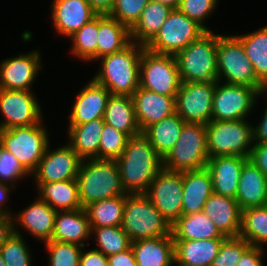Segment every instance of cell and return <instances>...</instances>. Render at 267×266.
Returning <instances> with one entry per match:
<instances>
[{"label": "cell", "instance_id": "cell-35", "mask_svg": "<svg viewBox=\"0 0 267 266\" xmlns=\"http://www.w3.org/2000/svg\"><path fill=\"white\" fill-rule=\"evenodd\" d=\"M185 123L175 113L148 126L143 132L148 136L149 143L154 147L158 155L164 159L175 146Z\"/></svg>", "mask_w": 267, "mask_h": 266}, {"label": "cell", "instance_id": "cell-30", "mask_svg": "<svg viewBox=\"0 0 267 266\" xmlns=\"http://www.w3.org/2000/svg\"><path fill=\"white\" fill-rule=\"evenodd\" d=\"M36 183L40 191L39 197L57 212L60 210L71 211L82 208L76 179Z\"/></svg>", "mask_w": 267, "mask_h": 266}, {"label": "cell", "instance_id": "cell-31", "mask_svg": "<svg viewBox=\"0 0 267 266\" xmlns=\"http://www.w3.org/2000/svg\"><path fill=\"white\" fill-rule=\"evenodd\" d=\"M174 240L225 239L203 212L182 215L171 225Z\"/></svg>", "mask_w": 267, "mask_h": 266}, {"label": "cell", "instance_id": "cell-18", "mask_svg": "<svg viewBox=\"0 0 267 266\" xmlns=\"http://www.w3.org/2000/svg\"><path fill=\"white\" fill-rule=\"evenodd\" d=\"M131 97L141 131L176 113V96L161 95L139 87Z\"/></svg>", "mask_w": 267, "mask_h": 266}, {"label": "cell", "instance_id": "cell-11", "mask_svg": "<svg viewBox=\"0 0 267 266\" xmlns=\"http://www.w3.org/2000/svg\"><path fill=\"white\" fill-rule=\"evenodd\" d=\"M181 85L178 66L173 55L142 51L140 60V87L166 95L176 96Z\"/></svg>", "mask_w": 267, "mask_h": 266}, {"label": "cell", "instance_id": "cell-27", "mask_svg": "<svg viewBox=\"0 0 267 266\" xmlns=\"http://www.w3.org/2000/svg\"><path fill=\"white\" fill-rule=\"evenodd\" d=\"M90 235V222L84 208L57 212L51 240L85 247L82 241Z\"/></svg>", "mask_w": 267, "mask_h": 266}, {"label": "cell", "instance_id": "cell-36", "mask_svg": "<svg viewBox=\"0 0 267 266\" xmlns=\"http://www.w3.org/2000/svg\"><path fill=\"white\" fill-rule=\"evenodd\" d=\"M236 37L242 43L252 63L257 79L267 86V26L255 32Z\"/></svg>", "mask_w": 267, "mask_h": 266}, {"label": "cell", "instance_id": "cell-29", "mask_svg": "<svg viewBox=\"0 0 267 266\" xmlns=\"http://www.w3.org/2000/svg\"><path fill=\"white\" fill-rule=\"evenodd\" d=\"M97 39L98 60L122 50L132 42L130 29L108 14H98Z\"/></svg>", "mask_w": 267, "mask_h": 266}, {"label": "cell", "instance_id": "cell-25", "mask_svg": "<svg viewBox=\"0 0 267 266\" xmlns=\"http://www.w3.org/2000/svg\"><path fill=\"white\" fill-rule=\"evenodd\" d=\"M56 214L57 211L39 197L13 219H16V222H19L31 235L42 242H47L53 236Z\"/></svg>", "mask_w": 267, "mask_h": 266}, {"label": "cell", "instance_id": "cell-2", "mask_svg": "<svg viewBox=\"0 0 267 266\" xmlns=\"http://www.w3.org/2000/svg\"><path fill=\"white\" fill-rule=\"evenodd\" d=\"M145 46L131 42L111 55L101 57L102 68L94 80L113 95L132 96L140 87V60Z\"/></svg>", "mask_w": 267, "mask_h": 266}, {"label": "cell", "instance_id": "cell-32", "mask_svg": "<svg viewBox=\"0 0 267 266\" xmlns=\"http://www.w3.org/2000/svg\"><path fill=\"white\" fill-rule=\"evenodd\" d=\"M103 118L84 124L69 125V145L81 159H99L100 135L103 129Z\"/></svg>", "mask_w": 267, "mask_h": 266}, {"label": "cell", "instance_id": "cell-10", "mask_svg": "<svg viewBox=\"0 0 267 266\" xmlns=\"http://www.w3.org/2000/svg\"><path fill=\"white\" fill-rule=\"evenodd\" d=\"M206 30L178 9H173L155 37L145 46L151 52L175 56Z\"/></svg>", "mask_w": 267, "mask_h": 266}, {"label": "cell", "instance_id": "cell-19", "mask_svg": "<svg viewBox=\"0 0 267 266\" xmlns=\"http://www.w3.org/2000/svg\"><path fill=\"white\" fill-rule=\"evenodd\" d=\"M110 91L93 78L78 93L70 114L69 125L84 124L103 118Z\"/></svg>", "mask_w": 267, "mask_h": 266}, {"label": "cell", "instance_id": "cell-9", "mask_svg": "<svg viewBox=\"0 0 267 266\" xmlns=\"http://www.w3.org/2000/svg\"><path fill=\"white\" fill-rule=\"evenodd\" d=\"M218 80L251 88H266L254 72L245 49L236 36L218 35L217 45Z\"/></svg>", "mask_w": 267, "mask_h": 266}, {"label": "cell", "instance_id": "cell-40", "mask_svg": "<svg viewBox=\"0 0 267 266\" xmlns=\"http://www.w3.org/2000/svg\"><path fill=\"white\" fill-rule=\"evenodd\" d=\"M96 233L97 246L104 255L109 256L123 252L131 247L129 236L121 226L91 227V234Z\"/></svg>", "mask_w": 267, "mask_h": 266}, {"label": "cell", "instance_id": "cell-48", "mask_svg": "<svg viewBox=\"0 0 267 266\" xmlns=\"http://www.w3.org/2000/svg\"><path fill=\"white\" fill-rule=\"evenodd\" d=\"M249 160L262 171L267 178V143H254Z\"/></svg>", "mask_w": 267, "mask_h": 266}, {"label": "cell", "instance_id": "cell-17", "mask_svg": "<svg viewBox=\"0 0 267 266\" xmlns=\"http://www.w3.org/2000/svg\"><path fill=\"white\" fill-rule=\"evenodd\" d=\"M40 57L38 51H32L3 60L0 65V89L30 90L42 68Z\"/></svg>", "mask_w": 267, "mask_h": 266}, {"label": "cell", "instance_id": "cell-7", "mask_svg": "<svg viewBox=\"0 0 267 266\" xmlns=\"http://www.w3.org/2000/svg\"><path fill=\"white\" fill-rule=\"evenodd\" d=\"M209 160L206 125L185 123L175 146L163 159V168L184 172L205 168Z\"/></svg>", "mask_w": 267, "mask_h": 266}, {"label": "cell", "instance_id": "cell-21", "mask_svg": "<svg viewBox=\"0 0 267 266\" xmlns=\"http://www.w3.org/2000/svg\"><path fill=\"white\" fill-rule=\"evenodd\" d=\"M224 237L239 236L242 210L236 199L213 193L206 201L203 211Z\"/></svg>", "mask_w": 267, "mask_h": 266}, {"label": "cell", "instance_id": "cell-22", "mask_svg": "<svg viewBox=\"0 0 267 266\" xmlns=\"http://www.w3.org/2000/svg\"><path fill=\"white\" fill-rule=\"evenodd\" d=\"M248 158L243 156H214L206 165L212 178L213 193L234 198L240 174Z\"/></svg>", "mask_w": 267, "mask_h": 266}, {"label": "cell", "instance_id": "cell-12", "mask_svg": "<svg viewBox=\"0 0 267 266\" xmlns=\"http://www.w3.org/2000/svg\"><path fill=\"white\" fill-rule=\"evenodd\" d=\"M265 89L229 83L220 85V81H216L212 102V120L246 119L253 109L255 98L263 95Z\"/></svg>", "mask_w": 267, "mask_h": 266}, {"label": "cell", "instance_id": "cell-52", "mask_svg": "<svg viewBox=\"0 0 267 266\" xmlns=\"http://www.w3.org/2000/svg\"><path fill=\"white\" fill-rule=\"evenodd\" d=\"M12 216L13 215L0 213V247L14 233V225H16V223Z\"/></svg>", "mask_w": 267, "mask_h": 266}, {"label": "cell", "instance_id": "cell-49", "mask_svg": "<svg viewBox=\"0 0 267 266\" xmlns=\"http://www.w3.org/2000/svg\"><path fill=\"white\" fill-rule=\"evenodd\" d=\"M263 248L250 246L242 255L236 266H264L261 260Z\"/></svg>", "mask_w": 267, "mask_h": 266}, {"label": "cell", "instance_id": "cell-46", "mask_svg": "<svg viewBox=\"0 0 267 266\" xmlns=\"http://www.w3.org/2000/svg\"><path fill=\"white\" fill-rule=\"evenodd\" d=\"M27 174L30 175L18 159L0 145V182L10 184Z\"/></svg>", "mask_w": 267, "mask_h": 266}, {"label": "cell", "instance_id": "cell-8", "mask_svg": "<svg viewBox=\"0 0 267 266\" xmlns=\"http://www.w3.org/2000/svg\"><path fill=\"white\" fill-rule=\"evenodd\" d=\"M41 123L0 130V145L11 152L31 175L49 145L47 130Z\"/></svg>", "mask_w": 267, "mask_h": 266}, {"label": "cell", "instance_id": "cell-57", "mask_svg": "<svg viewBox=\"0 0 267 266\" xmlns=\"http://www.w3.org/2000/svg\"><path fill=\"white\" fill-rule=\"evenodd\" d=\"M0 266H6V264L2 258L1 252H0Z\"/></svg>", "mask_w": 267, "mask_h": 266}, {"label": "cell", "instance_id": "cell-28", "mask_svg": "<svg viewBox=\"0 0 267 266\" xmlns=\"http://www.w3.org/2000/svg\"><path fill=\"white\" fill-rule=\"evenodd\" d=\"M224 239L174 240L175 264L210 266Z\"/></svg>", "mask_w": 267, "mask_h": 266}, {"label": "cell", "instance_id": "cell-37", "mask_svg": "<svg viewBox=\"0 0 267 266\" xmlns=\"http://www.w3.org/2000/svg\"><path fill=\"white\" fill-rule=\"evenodd\" d=\"M125 195L103 199L89 204L84 209L88 215L90 227L121 226Z\"/></svg>", "mask_w": 267, "mask_h": 266}, {"label": "cell", "instance_id": "cell-41", "mask_svg": "<svg viewBox=\"0 0 267 266\" xmlns=\"http://www.w3.org/2000/svg\"><path fill=\"white\" fill-rule=\"evenodd\" d=\"M129 136L104 123L100 135L99 159L116 160L124 151Z\"/></svg>", "mask_w": 267, "mask_h": 266}, {"label": "cell", "instance_id": "cell-15", "mask_svg": "<svg viewBox=\"0 0 267 266\" xmlns=\"http://www.w3.org/2000/svg\"><path fill=\"white\" fill-rule=\"evenodd\" d=\"M31 90L0 89L1 129L30 126L42 120L41 107Z\"/></svg>", "mask_w": 267, "mask_h": 266}, {"label": "cell", "instance_id": "cell-39", "mask_svg": "<svg viewBox=\"0 0 267 266\" xmlns=\"http://www.w3.org/2000/svg\"><path fill=\"white\" fill-rule=\"evenodd\" d=\"M72 53L82 60H97L98 15L69 37Z\"/></svg>", "mask_w": 267, "mask_h": 266}, {"label": "cell", "instance_id": "cell-53", "mask_svg": "<svg viewBox=\"0 0 267 266\" xmlns=\"http://www.w3.org/2000/svg\"><path fill=\"white\" fill-rule=\"evenodd\" d=\"M253 141H256L255 143H267V106L261 123L253 127Z\"/></svg>", "mask_w": 267, "mask_h": 266}, {"label": "cell", "instance_id": "cell-26", "mask_svg": "<svg viewBox=\"0 0 267 266\" xmlns=\"http://www.w3.org/2000/svg\"><path fill=\"white\" fill-rule=\"evenodd\" d=\"M131 248L138 266H171L175 263L172 233L131 242Z\"/></svg>", "mask_w": 267, "mask_h": 266}, {"label": "cell", "instance_id": "cell-24", "mask_svg": "<svg viewBox=\"0 0 267 266\" xmlns=\"http://www.w3.org/2000/svg\"><path fill=\"white\" fill-rule=\"evenodd\" d=\"M235 199L241 210L267 205V178L249 159L243 165Z\"/></svg>", "mask_w": 267, "mask_h": 266}, {"label": "cell", "instance_id": "cell-1", "mask_svg": "<svg viewBox=\"0 0 267 266\" xmlns=\"http://www.w3.org/2000/svg\"><path fill=\"white\" fill-rule=\"evenodd\" d=\"M115 162L126 194H145L163 168V159L143 131L129 137L123 153Z\"/></svg>", "mask_w": 267, "mask_h": 266}, {"label": "cell", "instance_id": "cell-44", "mask_svg": "<svg viewBox=\"0 0 267 266\" xmlns=\"http://www.w3.org/2000/svg\"><path fill=\"white\" fill-rule=\"evenodd\" d=\"M251 245L242 237H226L210 266H236Z\"/></svg>", "mask_w": 267, "mask_h": 266}, {"label": "cell", "instance_id": "cell-33", "mask_svg": "<svg viewBox=\"0 0 267 266\" xmlns=\"http://www.w3.org/2000/svg\"><path fill=\"white\" fill-rule=\"evenodd\" d=\"M103 120L107 125L126 133L129 137L141 131L135 117L131 96L111 94L107 101Z\"/></svg>", "mask_w": 267, "mask_h": 266}, {"label": "cell", "instance_id": "cell-50", "mask_svg": "<svg viewBox=\"0 0 267 266\" xmlns=\"http://www.w3.org/2000/svg\"><path fill=\"white\" fill-rule=\"evenodd\" d=\"M79 266H108V256L96 249L82 252Z\"/></svg>", "mask_w": 267, "mask_h": 266}, {"label": "cell", "instance_id": "cell-16", "mask_svg": "<svg viewBox=\"0 0 267 266\" xmlns=\"http://www.w3.org/2000/svg\"><path fill=\"white\" fill-rule=\"evenodd\" d=\"M47 146L45 154L33 172L36 182H58L76 179L82 159L69 144L50 150Z\"/></svg>", "mask_w": 267, "mask_h": 266}, {"label": "cell", "instance_id": "cell-4", "mask_svg": "<svg viewBox=\"0 0 267 266\" xmlns=\"http://www.w3.org/2000/svg\"><path fill=\"white\" fill-rule=\"evenodd\" d=\"M218 34L210 29L175 55L181 82H216Z\"/></svg>", "mask_w": 267, "mask_h": 266}, {"label": "cell", "instance_id": "cell-42", "mask_svg": "<svg viewBox=\"0 0 267 266\" xmlns=\"http://www.w3.org/2000/svg\"><path fill=\"white\" fill-rule=\"evenodd\" d=\"M0 252L6 266H31L30 252L16 227L14 233L0 247Z\"/></svg>", "mask_w": 267, "mask_h": 266}, {"label": "cell", "instance_id": "cell-6", "mask_svg": "<svg viewBox=\"0 0 267 266\" xmlns=\"http://www.w3.org/2000/svg\"><path fill=\"white\" fill-rule=\"evenodd\" d=\"M209 158L243 156L249 158L253 145V126L247 119L218 121L206 124Z\"/></svg>", "mask_w": 267, "mask_h": 266}, {"label": "cell", "instance_id": "cell-13", "mask_svg": "<svg viewBox=\"0 0 267 266\" xmlns=\"http://www.w3.org/2000/svg\"><path fill=\"white\" fill-rule=\"evenodd\" d=\"M145 195L172 225L182 214L183 172L162 168Z\"/></svg>", "mask_w": 267, "mask_h": 266}, {"label": "cell", "instance_id": "cell-47", "mask_svg": "<svg viewBox=\"0 0 267 266\" xmlns=\"http://www.w3.org/2000/svg\"><path fill=\"white\" fill-rule=\"evenodd\" d=\"M217 1L218 0H181L178 10L208 31V28L203 24V20L215 10V6L218 3Z\"/></svg>", "mask_w": 267, "mask_h": 266}, {"label": "cell", "instance_id": "cell-55", "mask_svg": "<svg viewBox=\"0 0 267 266\" xmlns=\"http://www.w3.org/2000/svg\"><path fill=\"white\" fill-rule=\"evenodd\" d=\"M10 188H15V186H11L9 187L7 183H1L0 182V213H4V214H7V215H11L12 213H10L11 211H8L7 207H3L2 205H5L3 203H5V201H7V197H9V189ZM6 208V209H5Z\"/></svg>", "mask_w": 267, "mask_h": 266}, {"label": "cell", "instance_id": "cell-14", "mask_svg": "<svg viewBox=\"0 0 267 266\" xmlns=\"http://www.w3.org/2000/svg\"><path fill=\"white\" fill-rule=\"evenodd\" d=\"M215 82H181L175 97L176 113L186 122L206 125L212 120Z\"/></svg>", "mask_w": 267, "mask_h": 266}, {"label": "cell", "instance_id": "cell-51", "mask_svg": "<svg viewBox=\"0 0 267 266\" xmlns=\"http://www.w3.org/2000/svg\"><path fill=\"white\" fill-rule=\"evenodd\" d=\"M108 266H138L132 248L108 256Z\"/></svg>", "mask_w": 267, "mask_h": 266}, {"label": "cell", "instance_id": "cell-43", "mask_svg": "<svg viewBox=\"0 0 267 266\" xmlns=\"http://www.w3.org/2000/svg\"><path fill=\"white\" fill-rule=\"evenodd\" d=\"M46 248L49 255V266H79L80 257L83 250L82 247L77 244L59 242V241H47ZM81 249H80V248Z\"/></svg>", "mask_w": 267, "mask_h": 266}, {"label": "cell", "instance_id": "cell-45", "mask_svg": "<svg viewBox=\"0 0 267 266\" xmlns=\"http://www.w3.org/2000/svg\"><path fill=\"white\" fill-rule=\"evenodd\" d=\"M149 1L150 0H116L108 15L131 29L138 21L141 12Z\"/></svg>", "mask_w": 267, "mask_h": 266}, {"label": "cell", "instance_id": "cell-54", "mask_svg": "<svg viewBox=\"0 0 267 266\" xmlns=\"http://www.w3.org/2000/svg\"><path fill=\"white\" fill-rule=\"evenodd\" d=\"M98 14H109L116 0H87Z\"/></svg>", "mask_w": 267, "mask_h": 266}, {"label": "cell", "instance_id": "cell-20", "mask_svg": "<svg viewBox=\"0 0 267 266\" xmlns=\"http://www.w3.org/2000/svg\"><path fill=\"white\" fill-rule=\"evenodd\" d=\"M97 15L87 0H53V24L64 36L70 37Z\"/></svg>", "mask_w": 267, "mask_h": 266}, {"label": "cell", "instance_id": "cell-3", "mask_svg": "<svg viewBox=\"0 0 267 266\" xmlns=\"http://www.w3.org/2000/svg\"><path fill=\"white\" fill-rule=\"evenodd\" d=\"M76 180L82 208L103 199L126 195L115 160L82 159Z\"/></svg>", "mask_w": 267, "mask_h": 266}, {"label": "cell", "instance_id": "cell-38", "mask_svg": "<svg viewBox=\"0 0 267 266\" xmlns=\"http://www.w3.org/2000/svg\"><path fill=\"white\" fill-rule=\"evenodd\" d=\"M239 236L251 246L267 243V205L242 210Z\"/></svg>", "mask_w": 267, "mask_h": 266}, {"label": "cell", "instance_id": "cell-23", "mask_svg": "<svg viewBox=\"0 0 267 266\" xmlns=\"http://www.w3.org/2000/svg\"><path fill=\"white\" fill-rule=\"evenodd\" d=\"M212 194V178L207 167L183 172V215L202 212Z\"/></svg>", "mask_w": 267, "mask_h": 266}, {"label": "cell", "instance_id": "cell-56", "mask_svg": "<svg viewBox=\"0 0 267 266\" xmlns=\"http://www.w3.org/2000/svg\"><path fill=\"white\" fill-rule=\"evenodd\" d=\"M150 1L165 4L171 7L172 9H178L181 0H150Z\"/></svg>", "mask_w": 267, "mask_h": 266}, {"label": "cell", "instance_id": "cell-34", "mask_svg": "<svg viewBox=\"0 0 267 266\" xmlns=\"http://www.w3.org/2000/svg\"><path fill=\"white\" fill-rule=\"evenodd\" d=\"M172 10L165 4L149 1L138 21L130 29L131 40L146 46L158 33Z\"/></svg>", "mask_w": 267, "mask_h": 266}, {"label": "cell", "instance_id": "cell-5", "mask_svg": "<svg viewBox=\"0 0 267 266\" xmlns=\"http://www.w3.org/2000/svg\"><path fill=\"white\" fill-rule=\"evenodd\" d=\"M122 230L131 242L171 234L170 223L145 194H126Z\"/></svg>", "mask_w": 267, "mask_h": 266}]
</instances>
